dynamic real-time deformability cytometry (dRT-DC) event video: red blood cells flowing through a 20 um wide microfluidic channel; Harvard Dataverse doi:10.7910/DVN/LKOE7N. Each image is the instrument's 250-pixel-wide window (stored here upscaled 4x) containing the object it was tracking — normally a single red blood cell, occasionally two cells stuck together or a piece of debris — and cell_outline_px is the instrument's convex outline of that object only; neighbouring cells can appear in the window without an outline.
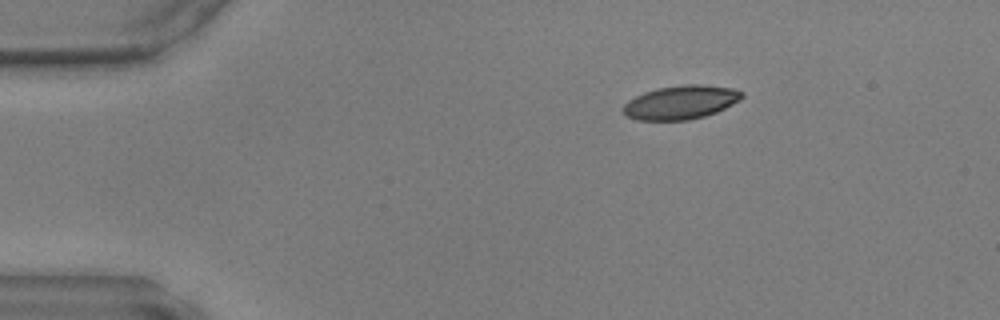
{"species": "common noctule bat (a hibernating species)", "species_latin": "Nyctalus noctula", "temperature_condition": "warm", "stored_images_in_passage": 41, "camera_frame_rate_fps": 3000, "um_per_image_px": 0.085, "animal": {"sex": "male", "body_mass_g": 17.9, "forearm_length_mm": 54.2}, "frame": {"image": 1, "passage_image": 1, "time_ms": 0.0, "image_size_px": [1000, 320], "cell_outline_px": [[744, 96], [740, 100], [716, 112], [704, 116], [688, 120], [636, 120], [628, 116], [624, 112], [624, 104], [628, 100], [644, 92], [656, 88], [684, 84], [696, 84], [732, 88], [744, 92]], "centroid_in_image_um": [57.87, 8.69], "position_along_channel_um": 27.1, "area_um2": 23.24}}
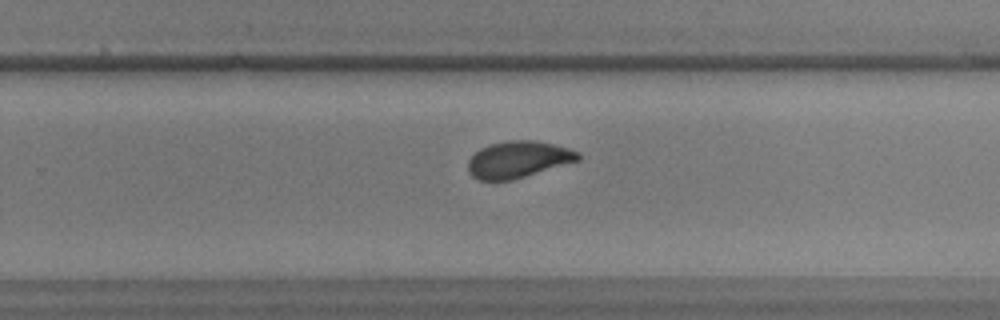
{"frame": {"image": 2, "passage_image": 24, "time_ms": 7.667, "image_size_px": [1000, 320], "cell_outline_px": [[580, 160], [512, 180], [480, 180], [472, 176], [468, 172], [468, 160], [480, 148], [488, 144], [508, 140], [536, 140], [556, 144], [580, 152]], "centroid_in_image_um": [44.05, 13.54], "position_along_channel_um": 285.7, "area_um2": 23.64}}
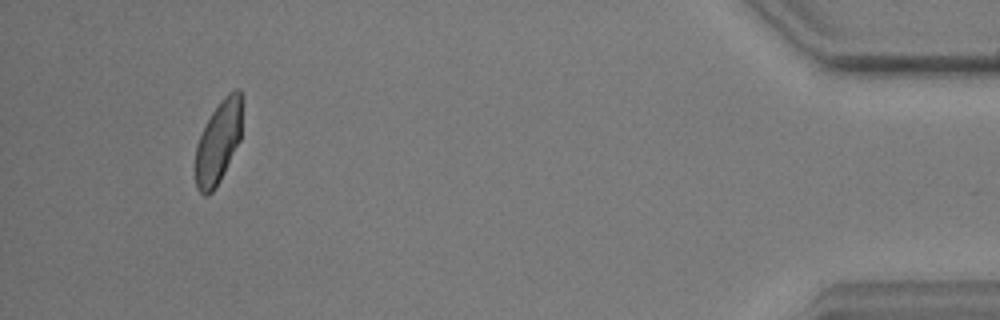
{"frame": {"image": 3, "passage_image": 38, "time_ms": 12.333, "image_size_px": [1000, 320], "cell_outline_px": [[244, 100], [240, 140], [220, 180], [212, 192], [208, 196], [204, 196], [196, 188], [196, 144], [212, 112], [220, 100], [228, 92], [236, 88], [240, 88], [244, 96]], "centroid_in_image_um": [18.61, 12.0], "position_along_channel_um": 416.6, "area_um2": 22.83}}